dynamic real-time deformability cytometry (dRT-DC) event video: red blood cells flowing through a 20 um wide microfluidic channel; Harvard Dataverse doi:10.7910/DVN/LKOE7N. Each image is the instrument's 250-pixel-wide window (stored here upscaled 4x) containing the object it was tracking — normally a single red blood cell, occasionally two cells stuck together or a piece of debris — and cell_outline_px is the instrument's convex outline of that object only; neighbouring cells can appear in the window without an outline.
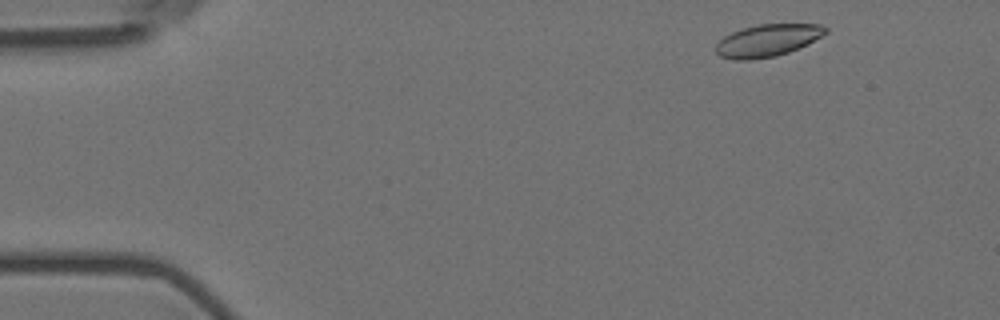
{"species": "Egyptian fruit bat (a non-hibernating species)", "species_latin": "Rousettus aegyptiacus", "temperature_condition": "room temperature", "stored_images_in_passage": 54, "camera_frame_rate_fps": 3000, "um_per_image_px": 0.085, "animal": {"sex": "female"}, "frame": {"image": 1, "passage_image": 3, "time_ms": 0.667, "image_size_px": [1000, 320], "cell_outline_px": [[828, 32], [808, 44], [788, 52], [776, 56], [748, 60], [732, 60], [720, 56], [716, 52], [716, 44], [724, 36], [732, 32], [744, 28], [760, 24], [820, 24], [828, 28]], "centroid_in_image_um": [65.25, 3.44], "position_along_channel_um": 19.8, "area_um2": 20.58}}
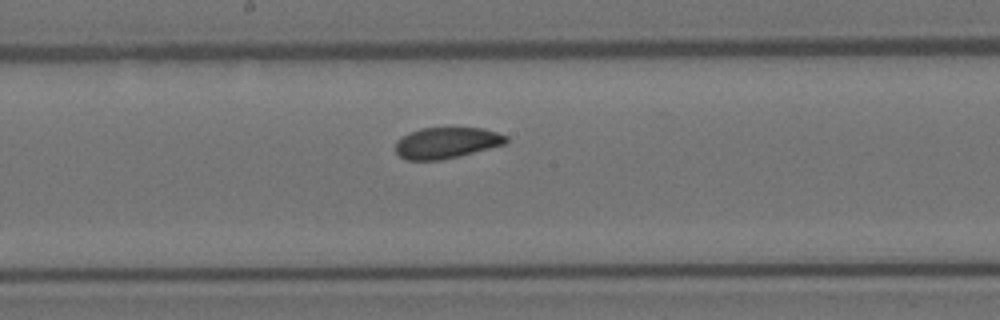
{"frame": {"image": 2, "passage_image": 27, "time_ms": 8.667, "image_size_px": [1000, 320], "cell_outline_px": [[508, 140], [504, 144], [460, 156], [440, 160], [408, 160], [400, 156], [396, 152], [396, 140], [408, 132], [420, 128], [484, 128], [508, 136]], "centroid_in_image_um": [37.94, 12.13], "position_along_channel_um": 210.3, "area_um2": 20.06}}
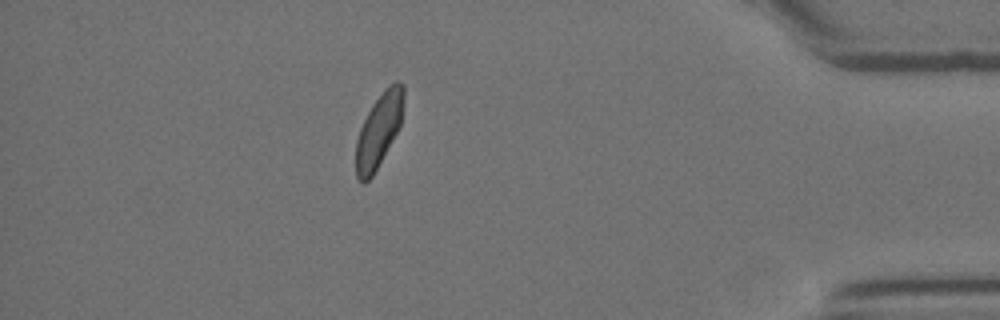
{"frame": {"image": 3, "passage_image": 47, "time_ms": 15.333, "image_size_px": [1000, 320], "cell_outline_px": [[404, 96], [400, 124], [396, 132], [372, 176], [364, 184], [356, 176], [356, 140], [360, 128], [372, 104], [384, 88], [388, 84], [396, 80], [404, 84]], "centroid_in_image_um": [32.19, 11.02], "position_along_channel_um": 403.0, "area_um2": 20.17}, "authors_computed_cell_mechanics": {"area_um2": 20.808, "velocity_mm_per_s": 3.545, "shape_relaxation_time_tau1_ms": 5.6802, "shape_relaxation_time_tau2_ms": 2.8237, "deformation_change_tau1": 0.0989, "deformation_change_tau2": 0.0659}}